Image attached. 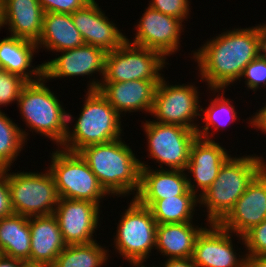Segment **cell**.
Segmentation results:
<instances>
[{"label":"cell","mask_w":266,"mask_h":267,"mask_svg":"<svg viewBox=\"0 0 266 267\" xmlns=\"http://www.w3.org/2000/svg\"><path fill=\"white\" fill-rule=\"evenodd\" d=\"M144 9L133 28L136 31L134 40L127 36V41L135 46L155 50L168 59L181 50L180 39L186 27L182 20L156 11L149 5Z\"/></svg>","instance_id":"cell-13"},{"label":"cell","mask_w":266,"mask_h":267,"mask_svg":"<svg viewBox=\"0 0 266 267\" xmlns=\"http://www.w3.org/2000/svg\"><path fill=\"white\" fill-rule=\"evenodd\" d=\"M31 232L30 265L52 267L67 246L56 217L51 215L28 218Z\"/></svg>","instance_id":"cell-21"},{"label":"cell","mask_w":266,"mask_h":267,"mask_svg":"<svg viewBox=\"0 0 266 267\" xmlns=\"http://www.w3.org/2000/svg\"><path fill=\"white\" fill-rule=\"evenodd\" d=\"M141 122L147 139L146 154L154 164L158 163L156 169L185 171L190 148L197 138L196 131L179 125L158 123L151 119Z\"/></svg>","instance_id":"cell-10"},{"label":"cell","mask_w":266,"mask_h":267,"mask_svg":"<svg viewBox=\"0 0 266 267\" xmlns=\"http://www.w3.org/2000/svg\"><path fill=\"white\" fill-rule=\"evenodd\" d=\"M198 205L196 195H181L156 200L149 209L157 224L185 223L195 222Z\"/></svg>","instance_id":"cell-29"},{"label":"cell","mask_w":266,"mask_h":267,"mask_svg":"<svg viewBox=\"0 0 266 267\" xmlns=\"http://www.w3.org/2000/svg\"><path fill=\"white\" fill-rule=\"evenodd\" d=\"M45 13L72 14L84 8L92 0H38Z\"/></svg>","instance_id":"cell-35"},{"label":"cell","mask_w":266,"mask_h":267,"mask_svg":"<svg viewBox=\"0 0 266 267\" xmlns=\"http://www.w3.org/2000/svg\"><path fill=\"white\" fill-rule=\"evenodd\" d=\"M208 92L211 91L213 94H209L208 107L205 108L201 105L200 118L202 120L199 123L196 130L197 137L209 141H217L215 138V132H220L222 129L225 131L235 121H239L241 117L237 116L239 114L238 110L236 111L235 106L233 105V99L226 98L225 92L227 89L218 88V89H207ZM218 93V94H216ZM216 94V95H215ZM210 101V102H209ZM204 114V115H203ZM202 125V126H201ZM211 127L213 129H211ZM202 128V129H201ZM213 130V131H212ZM214 137V139H213Z\"/></svg>","instance_id":"cell-26"},{"label":"cell","mask_w":266,"mask_h":267,"mask_svg":"<svg viewBox=\"0 0 266 267\" xmlns=\"http://www.w3.org/2000/svg\"><path fill=\"white\" fill-rule=\"evenodd\" d=\"M244 246L242 248L247 255L266 256V219L251 228L243 236Z\"/></svg>","instance_id":"cell-33"},{"label":"cell","mask_w":266,"mask_h":267,"mask_svg":"<svg viewBox=\"0 0 266 267\" xmlns=\"http://www.w3.org/2000/svg\"><path fill=\"white\" fill-rule=\"evenodd\" d=\"M264 106H260L256 113L254 112L251 117L247 118L246 124L249 128H255L256 131L262 132L261 134L266 135V102L262 103ZM251 126V127H250ZM266 137V136H265Z\"/></svg>","instance_id":"cell-37"},{"label":"cell","mask_w":266,"mask_h":267,"mask_svg":"<svg viewBox=\"0 0 266 267\" xmlns=\"http://www.w3.org/2000/svg\"><path fill=\"white\" fill-rule=\"evenodd\" d=\"M160 81L101 82L98 91L122 117L133 112H144L146 116L151 113L156 87Z\"/></svg>","instance_id":"cell-19"},{"label":"cell","mask_w":266,"mask_h":267,"mask_svg":"<svg viewBox=\"0 0 266 267\" xmlns=\"http://www.w3.org/2000/svg\"><path fill=\"white\" fill-rule=\"evenodd\" d=\"M127 206L120 215L111 240L113 245L110 246L115 250L112 254L120 255L128 264L146 262L155 250L157 222L150 209L135 198Z\"/></svg>","instance_id":"cell-6"},{"label":"cell","mask_w":266,"mask_h":267,"mask_svg":"<svg viewBox=\"0 0 266 267\" xmlns=\"http://www.w3.org/2000/svg\"><path fill=\"white\" fill-rule=\"evenodd\" d=\"M76 28L81 33L85 44L92 45L110 52L119 48L126 40L127 36L117 27L114 20L108 18L99 7L97 1L92 0L84 8L71 14Z\"/></svg>","instance_id":"cell-18"},{"label":"cell","mask_w":266,"mask_h":267,"mask_svg":"<svg viewBox=\"0 0 266 267\" xmlns=\"http://www.w3.org/2000/svg\"><path fill=\"white\" fill-rule=\"evenodd\" d=\"M129 144L121 137L108 143L86 146L78 152L113 199L130 195L135 198L140 188L142 157L136 156L138 154Z\"/></svg>","instance_id":"cell-2"},{"label":"cell","mask_w":266,"mask_h":267,"mask_svg":"<svg viewBox=\"0 0 266 267\" xmlns=\"http://www.w3.org/2000/svg\"><path fill=\"white\" fill-rule=\"evenodd\" d=\"M2 28L9 36L37 42L44 19V10L38 0H1Z\"/></svg>","instance_id":"cell-22"},{"label":"cell","mask_w":266,"mask_h":267,"mask_svg":"<svg viewBox=\"0 0 266 267\" xmlns=\"http://www.w3.org/2000/svg\"><path fill=\"white\" fill-rule=\"evenodd\" d=\"M266 167V158L255 153L231 155L221 166L213 184L201 195L199 211L208 223H219L234 207L248 185ZM206 208V209H205Z\"/></svg>","instance_id":"cell-4"},{"label":"cell","mask_w":266,"mask_h":267,"mask_svg":"<svg viewBox=\"0 0 266 267\" xmlns=\"http://www.w3.org/2000/svg\"><path fill=\"white\" fill-rule=\"evenodd\" d=\"M100 209L98 204L88 200L59 198L53 215L67 245L97 241L94 236L101 226L100 219L103 220Z\"/></svg>","instance_id":"cell-15"},{"label":"cell","mask_w":266,"mask_h":267,"mask_svg":"<svg viewBox=\"0 0 266 267\" xmlns=\"http://www.w3.org/2000/svg\"><path fill=\"white\" fill-rule=\"evenodd\" d=\"M0 27H2V2L0 0Z\"/></svg>","instance_id":"cell-43"},{"label":"cell","mask_w":266,"mask_h":267,"mask_svg":"<svg viewBox=\"0 0 266 267\" xmlns=\"http://www.w3.org/2000/svg\"><path fill=\"white\" fill-rule=\"evenodd\" d=\"M38 52L33 41L12 36L0 39V64L3 70L18 74L27 82L37 81L43 76V64L33 65Z\"/></svg>","instance_id":"cell-23"},{"label":"cell","mask_w":266,"mask_h":267,"mask_svg":"<svg viewBox=\"0 0 266 267\" xmlns=\"http://www.w3.org/2000/svg\"><path fill=\"white\" fill-rule=\"evenodd\" d=\"M244 267H266V256L245 255Z\"/></svg>","instance_id":"cell-39"},{"label":"cell","mask_w":266,"mask_h":267,"mask_svg":"<svg viewBox=\"0 0 266 267\" xmlns=\"http://www.w3.org/2000/svg\"><path fill=\"white\" fill-rule=\"evenodd\" d=\"M166 80L167 77H163L156 87L150 113L152 121L196 131L200 122L202 93L195 83L172 84Z\"/></svg>","instance_id":"cell-9"},{"label":"cell","mask_w":266,"mask_h":267,"mask_svg":"<svg viewBox=\"0 0 266 267\" xmlns=\"http://www.w3.org/2000/svg\"><path fill=\"white\" fill-rule=\"evenodd\" d=\"M166 260V261H165ZM161 267H197L192 258L165 259Z\"/></svg>","instance_id":"cell-38"},{"label":"cell","mask_w":266,"mask_h":267,"mask_svg":"<svg viewBox=\"0 0 266 267\" xmlns=\"http://www.w3.org/2000/svg\"><path fill=\"white\" fill-rule=\"evenodd\" d=\"M219 141L196 138L185 169L189 189L201 196L216 180L224 162L232 155ZM199 193V194H198Z\"/></svg>","instance_id":"cell-16"},{"label":"cell","mask_w":266,"mask_h":267,"mask_svg":"<svg viewBox=\"0 0 266 267\" xmlns=\"http://www.w3.org/2000/svg\"><path fill=\"white\" fill-rule=\"evenodd\" d=\"M220 33L192 50L189 57L197 62L196 74L207 89L234 86L245 67L260 55V24Z\"/></svg>","instance_id":"cell-1"},{"label":"cell","mask_w":266,"mask_h":267,"mask_svg":"<svg viewBox=\"0 0 266 267\" xmlns=\"http://www.w3.org/2000/svg\"><path fill=\"white\" fill-rule=\"evenodd\" d=\"M55 58L45 60L43 64V76L48 82L52 79H79L81 76L89 77L87 91L98 90L101 85L106 52L92 45L84 44L77 48L55 53ZM58 56V57H57ZM98 74L96 77L95 75ZM98 76H101L97 78ZM91 77V78H90ZM93 77V78H92Z\"/></svg>","instance_id":"cell-12"},{"label":"cell","mask_w":266,"mask_h":267,"mask_svg":"<svg viewBox=\"0 0 266 267\" xmlns=\"http://www.w3.org/2000/svg\"><path fill=\"white\" fill-rule=\"evenodd\" d=\"M14 214L7 181V168L0 169V219Z\"/></svg>","instance_id":"cell-36"},{"label":"cell","mask_w":266,"mask_h":267,"mask_svg":"<svg viewBox=\"0 0 266 267\" xmlns=\"http://www.w3.org/2000/svg\"><path fill=\"white\" fill-rule=\"evenodd\" d=\"M31 232L28 217L18 214L0 219V254L30 265Z\"/></svg>","instance_id":"cell-27"},{"label":"cell","mask_w":266,"mask_h":267,"mask_svg":"<svg viewBox=\"0 0 266 267\" xmlns=\"http://www.w3.org/2000/svg\"><path fill=\"white\" fill-rule=\"evenodd\" d=\"M27 267H48V266H32V265H28Z\"/></svg>","instance_id":"cell-44"},{"label":"cell","mask_w":266,"mask_h":267,"mask_svg":"<svg viewBox=\"0 0 266 267\" xmlns=\"http://www.w3.org/2000/svg\"><path fill=\"white\" fill-rule=\"evenodd\" d=\"M148 2V5L156 11L176 17L184 23L191 18V0H150Z\"/></svg>","instance_id":"cell-34"},{"label":"cell","mask_w":266,"mask_h":267,"mask_svg":"<svg viewBox=\"0 0 266 267\" xmlns=\"http://www.w3.org/2000/svg\"><path fill=\"white\" fill-rule=\"evenodd\" d=\"M244 77V78H243ZM245 80V81H243ZM240 81H243L246 89L252 90L254 94L259 89L266 90V60L260 55L251 61L244 69Z\"/></svg>","instance_id":"cell-32"},{"label":"cell","mask_w":266,"mask_h":267,"mask_svg":"<svg viewBox=\"0 0 266 267\" xmlns=\"http://www.w3.org/2000/svg\"><path fill=\"white\" fill-rule=\"evenodd\" d=\"M140 188L135 199L143 206L150 207L156 200L195 195L188 186L186 172L183 170L156 169L140 160Z\"/></svg>","instance_id":"cell-20"},{"label":"cell","mask_w":266,"mask_h":267,"mask_svg":"<svg viewBox=\"0 0 266 267\" xmlns=\"http://www.w3.org/2000/svg\"><path fill=\"white\" fill-rule=\"evenodd\" d=\"M266 219V167L248 185L230 212L218 223L233 234L243 236Z\"/></svg>","instance_id":"cell-17"},{"label":"cell","mask_w":266,"mask_h":267,"mask_svg":"<svg viewBox=\"0 0 266 267\" xmlns=\"http://www.w3.org/2000/svg\"><path fill=\"white\" fill-rule=\"evenodd\" d=\"M11 169L7 168V181L14 214L28 218L53 214L59 196L49 169L41 172H11Z\"/></svg>","instance_id":"cell-8"},{"label":"cell","mask_w":266,"mask_h":267,"mask_svg":"<svg viewBox=\"0 0 266 267\" xmlns=\"http://www.w3.org/2000/svg\"><path fill=\"white\" fill-rule=\"evenodd\" d=\"M21 125H17L8 114L0 111V169L13 167L26 142L21 133Z\"/></svg>","instance_id":"cell-30"},{"label":"cell","mask_w":266,"mask_h":267,"mask_svg":"<svg viewBox=\"0 0 266 267\" xmlns=\"http://www.w3.org/2000/svg\"><path fill=\"white\" fill-rule=\"evenodd\" d=\"M81 33L73 23L71 14L48 12L44 14L42 32L36 42L38 52H61L84 45Z\"/></svg>","instance_id":"cell-25"},{"label":"cell","mask_w":266,"mask_h":267,"mask_svg":"<svg viewBox=\"0 0 266 267\" xmlns=\"http://www.w3.org/2000/svg\"><path fill=\"white\" fill-rule=\"evenodd\" d=\"M260 56L266 60V22L260 23Z\"/></svg>","instance_id":"cell-41"},{"label":"cell","mask_w":266,"mask_h":267,"mask_svg":"<svg viewBox=\"0 0 266 267\" xmlns=\"http://www.w3.org/2000/svg\"><path fill=\"white\" fill-rule=\"evenodd\" d=\"M85 93L79 115L67 111V132L60 148L69 152L78 153L86 146L124 137L122 116L98 90Z\"/></svg>","instance_id":"cell-3"},{"label":"cell","mask_w":266,"mask_h":267,"mask_svg":"<svg viewBox=\"0 0 266 267\" xmlns=\"http://www.w3.org/2000/svg\"><path fill=\"white\" fill-rule=\"evenodd\" d=\"M27 81L19 76L2 70L0 72V111L1 107H7L18 102L22 88Z\"/></svg>","instance_id":"cell-31"},{"label":"cell","mask_w":266,"mask_h":267,"mask_svg":"<svg viewBox=\"0 0 266 267\" xmlns=\"http://www.w3.org/2000/svg\"><path fill=\"white\" fill-rule=\"evenodd\" d=\"M47 168L54 177L59 198L88 200L98 204L110 196L79 153L55 147ZM50 164V165H49Z\"/></svg>","instance_id":"cell-7"},{"label":"cell","mask_w":266,"mask_h":267,"mask_svg":"<svg viewBox=\"0 0 266 267\" xmlns=\"http://www.w3.org/2000/svg\"><path fill=\"white\" fill-rule=\"evenodd\" d=\"M234 237L239 240L238 244L244 245L242 236L225 230L218 223H209L196 238L194 264L197 267H244L246 253L234 246Z\"/></svg>","instance_id":"cell-14"},{"label":"cell","mask_w":266,"mask_h":267,"mask_svg":"<svg viewBox=\"0 0 266 267\" xmlns=\"http://www.w3.org/2000/svg\"><path fill=\"white\" fill-rule=\"evenodd\" d=\"M28 263L21 259L10 258L0 254V267H27Z\"/></svg>","instance_id":"cell-40"},{"label":"cell","mask_w":266,"mask_h":267,"mask_svg":"<svg viewBox=\"0 0 266 267\" xmlns=\"http://www.w3.org/2000/svg\"><path fill=\"white\" fill-rule=\"evenodd\" d=\"M195 222L157 224L155 250L165 259L192 258L195 241L201 231L208 226ZM159 252V253H158Z\"/></svg>","instance_id":"cell-24"},{"label":"cell","mask_w":266,"mask_h":267,"mask_svg":"<svg viewBox=\"0 0 266 267\" xmlns=\"http://www.w3.org/2000/svg\"><path fill=\"white\" fill-rule=\"evenodd\" d=\"M46 83V78L42 76L37 81L27 82L22 88L17 108L26 128L20 130L26 142L32 132L52 141L57 148L62 146L66 136L67 111Z\"/></svg>","instance_id":"cell-5"},{"label":"cell","mask_w":266,"mask_h":267,"mask_svg":"<svg viewBox=\"0 0 266 267\" xmlns=\"http://www.w3.org/2000/svg\"><path fill=\"white\" fill-rule=\"evenodd\" d=\"M102 245L98 241L67 245L52 267H104L111 258L109 251H112Z\"/></svg>","instance_id":"cell-28"},{"label":"cell","mask_w":266,"mask_h":267,"mask_svg":"<svg viewBox=\"0 0 266 267\" xmlns=\"http://www.w3.org/2000/svg\"><path fill=\"white\" fill-rule=\"evenodd\" d=\"M129 266L130 267L131 266L132 267H147L146 264H145V261L135 262V263L130 264ZM148 267H161V266L160 265H158V266L155 265L154 266V264H153L151 266L148 265Z\"/></svg>","instance_id":"cell-42"},{"label":"cell","mask_w":266,"mask_h":267,"mask_svg":"<svg viewBox=\"0 0 266 267\" xmlns=\"http://www.w3.org/2000/svg\"><path fill=\"white\" fill-rule=\"evenodd\" d=\"M161 53L135 46L127 40L116 50L106 52L102 82L161 80L169 64Z\"/></svg>","instance_id":"cell-11"}]
</instances>
